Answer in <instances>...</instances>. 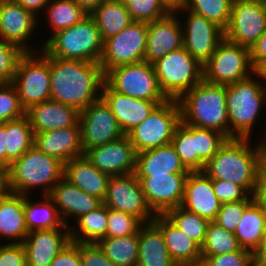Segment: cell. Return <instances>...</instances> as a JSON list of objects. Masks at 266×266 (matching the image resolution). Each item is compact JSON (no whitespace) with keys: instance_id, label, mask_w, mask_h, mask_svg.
Wrapping results in <instances>:
<instances>
[{"instance_id":"1","label":"cell","mask_w":266,"mask_h":266,"mask_svg":"<svg viewBox=\"0 0 266 266\" xmlns=\"http://www.w3.org/2000/svg\"><path fill=\"white\" fill-rule=\"evenodd\" d=\"M49 57L51 100L81 111L101 98L105 74L99 62Z\"/></svg>"},{"instance_id":"2","label":"cell","mask_w":266,"mask_h":266,"mask_svg":"<svg viewBox=\"0 0 266 266\" xmlns=\"http://www.w3.org/2000/svg\"><path fill=\"white\" fill-rule=\"evenodd\" d=\"M252 142L247 138L227 139L203 172L212 180L232 182L253 195L263 165L260 145L257 140Z\"/></svg>"},{"instance_id":"3","label":"cell","mask_w":266,"mask_h":266,"mask_svg":"<svg viewBox=\"0 0 266 266\" xmlns=\"http://www.w3.org/2000/svg\"><path fill=\"white\" fill-rule=\"evenodd\" d=\"M178 102L184 124L215 130L229 139L225 85L212 84L203 79Z\"/></svg>"},{"instance_id":"4","label":"cell","mask_w":266,"mask_h":266,"mask_svg":"<svg viewBox=\"0 0 266 266\" xmlns=\"http://www.w3.org/2000/svg\"><path fill=\"white\" fill-rule=\"evenodd\" d=\"M226 105L229 139H252L253 131L266 111V88L253 73L244 80L226 85Z\"/></svg>"},{"instance_id":"5","label":"cell","mask_w":266,"mask_h":266,"mask_svg":"<svg viewBox=\"0 0 266 266\" xmlns=\"http://www.w3.org/2000/svg\"><path fill=\"white\" fill-rule=\"evenodd\" d=\"M8 174L10 192L30 196L40 190L39 196L49 195L64 177V163L33 145L11 164Z\"/></svg>"},{"instance_id":"6","label":"cell","mask_w":266,"mask_h":266,"mask_svg":"<svg viewBox=\"0 0 266 266\" xmlns=\"http://www.w3.org/2000/svg\"><path fill=\"white\" fill-rule=\"evenodd\" d=\"M103 40L94 19L88 14L80 22L53 34L42 51L60 59L99 62Z\"/></svg>"},{"instance_id":"7","label":"cell","mask_w":266,"mask_h":266,"mask_svg":"<svg viewBox=\"0 0 266 266\" xmlns=\"http://www.w3.org/2000/svg\"><path fill=\"white\" fill-rule=\"evenodd\" d=\"M159 86L168 99L179 100L203 80V65L184 47L153 63Z\"/></svg>"},{"instance_id":"8","label":"cell","mask_w":266,"mask_h":266,"mask_svg":"<svg viewBox=\"0 0 266 266\" xmlns=\"http://www.w3.org/2000/svg\"><path fill=\"white\" fill-rule=\"evenodd\" d=\"M181 121V108L178 100L168 99L158 104L149 116L131 129L127 135L135 152L140 153L171 143Z\"/></svg>"},{"instance_id":"9","label":"cell","mask_w":266,"mask_h":266,"mask_svg":"<svg viewBox=\"0 0 266 266\" xmlns=\"http://www.w3.org/2000/svg\"><path fill=\"white\" fill-rule=\"evenodd\" d=\"M11 83L25 110L51 100L50 57L42 50L37 54L26 52L18 61Z\"/></svg>"},{"instance_id":"10","label":"cell","mask_w":266,"mask_h":266,"mask_svg":"<svg viewBox=\"0 0 266 266\" xmlns=\"http://www.w3.org/2000/svg\"><path fill=\"white\" fill-rule=\"evenodd\" d=\"M105 82L126 96L147 101H167L162 92L153 64L146 61L121 65L105 74Z\"/></svg>"},{"instance_id":"11","label":"cell","mask_w":266,"mask_h":266,"mask_svg":"<svg viewBox=\"0 0 266 266\" xmlns=\"http://www.w3.org/2000/svg\"><path fill=\"white\" fill-rule=\"evenodd\" d=\"M254 73L249 48L223 39L203 65V79L212 84L230 85Z\"/></svg>"},{"instance_id":"12","label":"cell","mask_w":266,"mask_h":266,"mask_svg":"<svg viewBox=\"0 0 266 266\" xmlns=\"http://www.w3.org/2000/svg\"><path fill=\"white\" fill-rule=\"evenodd\" d=\"M147 46V23L132 21L117 35L103 42L99 61L104 74L110 69L144 61Z\"/></svg>"},{"instance_id":"13","label":"cell","mask_w":266,"mask_h":266,"mask_svg":"<svg viewBox=\"0 0 266 266\" xmlns=\"http://www.w3.org/2000/svg\"><path fill=\"white\" fill-rule=\"evenodd\" d=\"M173 11L178 15L183 27V47L204 65L224 39V30L216 23L187 10L184 6H179Z\"/></svg>"},{"instance_id":"14","label":"cell","mask_w":266,"mask_h":266,"mask_svg":"<svg viewBox=\"0 0 266 266\" xmlns=\"http://www.w3.org/2000/svg\"><path fill=\"white\" fill-rule=\"evenodd\" d=\"M103 203L109 209L134 215L144 224L152 223L155 218L134 172L110 176Z\"/></svg>"},{"instance_id":"15","label":"cell","mask_w":266,"mask_h":266,"mask_svg":"<svg viewBox=\"0 0 266 266\" xmlns=\"http://www.w3.org/2000/svg\"><path fill=\"white\" fill-rule=\"evenodd\" d=\"M81 143L83 151L110 143L125 133L106 102L100 98L80 111Z\"/></svg>"},{"instance_id":"16","label":"cell","mask_w":266,"mask_h":266,"mask_svg":"<svg viewBox=\"0 0 266 266\" xmlns=\"http://www.w3.org/2000/svg\"><path fill=\"white\" fill-rule=\"evenodd\" d=\"M266 31V14L260 1L233 0L224 30L228 41L249 48Z\"/></svg>"},{"instance_id":"17","label":"cell","mask_w":266,"mask_h":266,"mask_svg":"<svg viewBox=\"0 0 266 266\" xmlns=\"http://www.w3.org/2000/svg\"><path fill=\"white\" fill-rule=\"evenodd\" d=\"M38 26L39 18L21 5L17 3L0 5V39L19 46L24 52L37 53L43 49L42 41L36 45L37 47L30 42L32 38L36 40L33 35L36 34Z\"/></svg>"},{"instance_id":"18","label":"cell","mask_w":266,"mask_h":266,"mask_svg":"<svg viewBox=\"0 0 266 266\" xmlns=\"http://www.w3.org/2000/svg\"><path fill=\"white\" fill-rule=\"evenodd\" d=\"M188 174H160L136 177L144 192L146 202L155 215L181 206Z\"/></svg>"},{"instance_id":"19","label":"cell","mask_w":266,"mask_h":266,"mask_svg":"<svg viewBox=\"0 0 266 266\" xmlns=\"http://www.w3.org/2000/svg\"><path fill=\"white\" fill-rule=\"evenodd\" d=\"M99 171L110 176L126 175L135 171L136 152L127 134L84 152Z\"/></svg>"},{"instance_id":"20","label":"cell","mask_w":266,"mask_h":266,"mask_svg":"<svg viewBox=\"0 0 266 266\" xmlns=\"http://www.w3.org/2000/svg\"><path fill=\"white\" fill-rule=\"evenodd\" d=\"M181 47H183V27L174 11L162 19L147 23V46L144 61L153 64L170 51Z\"/></svg>"},{"instance_id":"21","label":"cell","mask_w":266,"mask_h":266,"mask_svg":"<svg viewBox=\"0 0 266 266\" xmlns=\"http://www.w3.org/2000/svg\"><path fill=\"white\" fill-rule=\"evenodd\" d=\"M71 242L70 229L35 230L22 243L27 266H50L54 258Z\"/></svg>"},{"instance_id":"22","label":"cell","mask_w":266,"mask_h":266,"mask_svg":"<svg viewBox=\"0 0 266 266\" xmlns=\"http://www.w3.org/2000/svg\"><path fill=\"white\" fill-rule=\"evenodd\" d=\"M48 196L55 203L57 211L66 226H70L74 219L76 220L81 215L92 212L103 204L101 199L85 193L64 177L54 186Z\"/></svg>"},{"instance_id":"23","label":"cell","mask_w":266,"mask_h":266,"mask_svg":"<svg viewBox=\"0 0 266 266\" xmlns=\"http://www.w3.org/2000/svg\"><path fill=\"white\" fill-rule=\"evenodd\" d=\"M101 98L110 107L125 134L144 121L158 104L165 102L126 96L114 91L106 82L102 87Z\"/></svg>"},{"instance_id":"24","label":"cell","mask_w":266,"mask_h":266,"mask_svg":"<svg viewBox=\"0 0 266 266\" xmlns=\"http://www.w3.org/2000/svg\"><path fill=\"white\" fill-rule=\"evenodd\" d=\"M222 203L215 196L212 179L203 171L189 172L181 207L214 221Z\"/></svg>"},{"instance_id":"25","label":"cell","mask_w":266,"mask_h":266,"mask_svg":"<svg viewBox=\"0 0 266 266\" xmlns=\"http://www.w3.org/2000/svg\"><path fill=\"white\" fill-rule=\"evenodd\" d=\"M33 145L41 152L55 157L64 164L73 158L84 155L79 122L72 127L35 133Z\"/></svg>"},{"instance_id":"26","label":"cell","mask_w":266,"mask_h":266,"mask_svg":"<svg viewBox=\"0 0 266 266\" xmlns=\"http://www.w3.org/2000/svg\"><path fill=\"white\" fill-rule=\"evenodd\" d=\"M152 223L161 231L170 256L179 266H200L201 246L186 236L164 214L155 215Z\"/></svg>"},{"instance_id":"27","label":"cell","mask_w":266,"mask_h":266,"mask_svg":"<svg viewBox=\"0 0 266 266\" xmlns=\"http://www.w3.org/2000/svg\"><path fill=\"white\" fill-rule=\"evenodd\" d=\"M26 116L35 134L75 126L79 122L80 111L61 102L48 100L31 106L26 110Z\"/></svg>"},{"instance_id":"28","label":"cell","mask_w":266,"mask_h":266,"mask_svg":"<svg viewBox=\"0 0 266 266\" xmlns=\"http://www.w3.org/2000/svg\"><path fill=\"white\" fill-rule=\"evenodd\" d=\"M27 234L24 195L9 191L0 196V244L23 243Z\"/></svg>"},{"instance_id":"29","label":"cell","mask_w":266,"mask_h":266,"mask_svg":"<svg viewBox=\"0 0 266 266\" xmlns=\"http://www.w3.org/2000/svg\"><path fill=\"white\" fill-rule=\"evenodd\" d=\"M189 172L181 163L171 143L136 153L134 171L136 177H150L160 174H189Z\"/></svg>"},{"instance_id":"30","label":"cell","mask_w":266,"mask_h":266,"mask_svg":"<svg viewBox=\"0 0 266 266\" xmlns=\"http://www.w3.org/2000/svg\"><path fill=\"white\" fill-rule=\"evenodd\" d=\"M64 178L85 193L104 201L110 175L99 171L85 155L64 164Z\"/></svg>"},{"instance_id":"31","label":"cell","mask_w":266,"mask_h":266,"mask_svg":"<svg viewBox=\"0 0 266 266\" xmlns=\"http://www.w3.org/2000/svg\"><path fill=\"white\" fill-rule=\"evenodd\" d=\"M137 266H179L170 256L161 231L153 223L139 229Z\"/></svg>"},{"instance_id":"32","label":"cell","mask_w":266,"mask_h":266,"mask_svg":"<svg viewBox=\"0 0 266 266\" xmlns=\"http://www.w3.org/2000/svg\"><path fill=\"white\" fill-rule=\"evenodd\" d=\"M39 197L41 199L37 200L32 195L24 196V214L28 233L35 230L69 229V226L63 223L53 200L48 195Z\"/></svg>"},{"instance_id":"33","label":"cell","mask_w":266,"mask_h":266,"mask_svg":"<svg viewBox=\"0 0 266 266\" xmlns=\"http://www.w3.org/2000/svg\"><path fill=\"white\" fill-rule=\"evenodd\" d=\"M266 216L261 207L253 201L241 216V221L234 232L241 249L253 255L258 251L265 228Z\"/></svg>"},{"instance_id":"34","label":"cell","mask_w":266,"mask_h":266,"mask_svg":"<svg viewBox=\"0 0 266 266\" xmlns=\"http://www.w3.org/2000/svg\"><path fill=\"white\" fill-rule=\"evenodd\" d=\"M107 226L108 208L103 203L92 212L81 215L69 226L71 242L97 243L105 237Z\"/></svg>"},{"instance_id":"35","label":"cell","mask_w":266,"mask_h":266,"mask_svg":"<svg viewBox=\"0 0 266 266\" xmlns=\"http://www.w3.org/2000/svg\"><path fill=\"white\" fill-rule=\"evenodd\" d=\"M89 15L94 19L103 41L117 35L132 22L126 4L115 0L103 2Z\"/></svg>"},{"instance_id":"36","label":"cell","mask_w":266,"mask_h":266,"mask_svg":"<svg viewBox=\"0 0 266 266\" xmlns=\"http://www.w3.org/2000/svg\"><path fill=\"white\" fill-rule=\"evenodd\" d=\"M7 168L19 159L34 143V134L28 117L5 122Z\"/></svg>"},{"instance_id":"37","label":"cell","mask_w":266,"mask_h":266,"mask_svg":"<svg viewBox=\"0 0 266 266\" xmlns=\"http://www.w3.org/2000/svg\"><path fill=\"white\" fill-rule=\"evenodd\" d=\"M46 15L47 26L46 29L50 30V36L45 38L43 44L55 33L65 28L73 26L80 22L85 16L88 15L80 6L72 0H51L46 6L42 16Z\"/></svg>"},{"instance_id":"38","label":"cell","mask_w":266,"mask_h":266,"mask_svg":"<svg viewBox=\"0 0 266 266\" xmlns=\"http://www.w3.org/2000/svg\"><path fill=\"white\" fill-rule=\"evenodd\" d=\"M97 244L115 266H137L139 232L125 237H104Z\"/></svg>"},{"instance_id":"39","label":"cell","mask_w":266,"mask_h":266,"mask_svg":"<svg viewBox=\"0 0 266 266\" xmlns=\"http://www.w3.org/2000/svg\"><path fill=\"white\" fill-rule=\"evenodd\" d=\"M171 144L188 171L204 170L206 163L198 156L197 152L196 127L181 121L175 130Z\"/></svg>"},{"instance_id":"40","label":"cell","mask_w":266,"mask_h":266,"mask_svg":"<svg viewBox=\"0 0 266 266\" xmlns=\"http://www.w3.org/2000/svg\"><path fill=\"white\" fill-rule=\"evenodd\" d=\"M164 215L186 236L197 242L200 246L203 245L210 223L208 219L190 212L181 206L168 210Z\"/></svg>"},{"instance_id":"41","label":"cell","mask_w":266,"mask_h":266,"mask_svg":"<svg viewBox=\"0 0 266 266\" xmlns=\"http://www.w3.org/2000/svg\"><path fill=\"white\" fill-rule=\"evenodd\" d=\"M232 3L233 0H186L183 6L225 30L230 21Z\"/></svg>"},{"instance_id":"42","label":"cell","mask_w":266,"mask_h":266,"mask_svg":"<svg viewBox=\"0 0 266 266\" xmlns=\"http://www.w3.org/2000/svg\"><path fill=\"white\" fill-rule=\"evenodd\" d=\"M240 249L234 233L225 230L214 221H210L205 241L201 246L202 255H219Z\"/></svg>"},{"instance_id":"43","label":"cell","mask_w":266,"mask_h":266,"mask_svg":"<svg viewBox=\"0 0 266 266\" xmlns=\"http://www.w3.org/2000/svg\"><path fill=\"white\" fill-rule=\"evenodd\" d=\"M132 21L153 22L173 11L164 0H129L126 3Z\"/></svg>"},{"instance_id":"44","label":"cell","mask_w":266,"mask_h":266,"mask_svg":"<svg viewBox=\"0 0 266 266\" xmlns=\"http://www.w3.org/2000/svg\"><path fill=\"white\" fill-rule=\"evenodd\" d=\"M144 223L134 215L108 208L105 237H125L139 232Z\"/></svg>"},{"instance_id":"45","label":"cell","mask_w":266,"mask_h":266,"mask_svg":"<svg viewBox=\"0 0 266 266\" xmlns=\"http://www.w3.org/2000/svg\"><path fill=\"white\" fill-rule=\"evenodd\" d=\"M25 115L26 110L13 84H0V123L16 120Z\"/></svg>"},{"instance_id":"46","label":"cell","mask_w":266,"mask_h":266,"mask_svg":"<svg viewBox=\"0 0 266 266\" xmlns=\"http://www.w3.org/2000/svg\"><path fill=\"white\" fill-rule=\"evenodd\" d=\"M25 53L19 46L0 39V84L12 82L18 61Z\"/></svg>"},{"instance_id":"47","label":"cell","mask_w":266,"mask_h":266,"mask_svg":"<svg viewBox=\"0 0 266 266\" xmlns=\"http://www.w3.org/2000/svg\"><path fill=\"white\" fill-rule=\"evenodd\" d=\"M253 201V195H250L246 200L223 203L214 222L223 227L225 230L234 233L236 227L241 221V216L243 215L244 210Z\"/></svg>"},{"instance_id":"48","label":"cell","mask_w":266,"mask_h":266,"mask_svg":"<svg viewBox=\"0 0 266 266\" xmlns=\"http://www.w3.org/2000/svg\"><path fill=\"white\" fill-rule=\"evenodd\" d=\"M228 138L215 130L196 127V145L198 156L207 163Z\"/></svg>"},{"instance_id":"49","label":"cell","mask_w":266,"mask_h":266,"mask_svg":"<svg viewBox=\"0 0 266 266\" xmlns=\"http://www.w3.org/2000/svg\"><path fill=\"white\" fill-rule=\"evenodd\" d=\"M254 255L245 249L219 255H202L200 266H251Z\"/></svg>"},{"instance_id":"50","label":"cell","mask_w":266,"mask_h":266,"mask_svg":"<svg viewBox=\"0 0 266 266\" xmlns=\"http://www.w3.org/2000/svg\"><path fill=\"white\" fill-rule=\"evenodd\" d=\"M217 199L223 203L246 200L250 195L239 185L224 180H212Z\"/></svg>"},{"instance_id":"51","label":"cell","mask_w":266,"mask_h":266,"mask_svg":"<svg viewBox=\"0 0 266 266\" xmlns=\"http://www.w3.org/2000/svg\"><path fill=\"white\" fill-rule=\"evenodd\" d=\"M81 266H115L97 243H80Z\"/></svg>"},{"instance_id":"52","label":"cell","mask_w":266,"mask_h":266,"mask_svg":"<svg viewBox=\"0 0 266 266\" xmlns=\"http://www.w3.org/2000/svg\"><path fill=\"white\" fill-rule=\"evenodd\" d=\"M0 266H27L22 243L0 244Z\"/></svg>"},{"instance_id":"53","label":"cell","mask_w":266,"mask_h":266,"mask_svg":"<svg viewBox=\"0 0 266 266\" xmlns=\"http://www.w3.org/2000/svg\"><path fill=\"white\" fill-rule=\"evenodd\" d=\"M50 266H81L80 243L70 242L54 258Z\"/></svg>"},{"instance_id":"54","label":"cell","mask_w":266,"mask_h":266,"mask_svg":"<svg viewBox=\"0 0 266 266\" xmlns=\"http://www.w3.org/2000/svg\"><path fill=\"white\" fill-rule=\"evenodd\" d=\"M249 54L254 69L266 59V31L249 47Z\"/></svg>"},{"instance_id":"55","label":"cell","mask_w":266,"mask_h":266,"mask_svg":"<svg viewBox=\"0 0 266 266\" xmlns=\"http://www.w3.org/2000/svg\"><path fill=\"white\" fill-rule=\"evenodd\" d=\"M253 200L261 207L266 216V169H263L256 184Z\"/></svg>"},{"instance_id":"56","label":"cell","mask_w":266,"mask_h":266,"mask_svg":"<svg viewBox=\"0 0 266 266\" xmlns=\"http://www.w3.org/2000/svg\"><path fill=\"white\" fill-rule=\"evenodd\" d=\"M51 0H16V3L21 5L25 10L32 12L36 17L39 18V24H42V12L45 11L46 6ZM41 14V15H40ZM42 19V20H41ZM41 20V21H40Z\"/></svg>"},{"instance_id":"57","label":"cell","mask_w":266,"mask_h":266,"mask_svg":"<svg viewBox=\"0 0 266 266\" xmlns=\"http://www.w3.org/2000/svg\"><path fill=\"white\" fill-rule=\"evenodd\" d=\"M9 192L8 168L0 163V196Z\"/></svg>"},{"instance_id":"58","label":"cell","mask_w":266,"mask_h":266,"mask_svg":"<svg viewBox=\"0 0 266 266\" xmlns=\"http://www.w3.org/2000/svg\"><path fill=\"white\" fill-rule=\"evenodd\" d=\"M80 6L86 13L90 14L96 7L108 0H72Z\"/></svg>"},{"instance_id":"59","label":"cell","mask_w":266,"mask_h":266,"mask_svg":"<svg viewBox=\"0 0 266 266\" xmlns=\"http://www.w3.org/2000/svg\"><path fill=\"white\" fill-rule=\"evenodd\" d=\"M5 123H0V163L7 167Z\"/></svg>"},{"instance_id":"60","label":"cell","mask_w":266,"mask_h":266,"mask_svg":"<svg viewBox=\"0 0 266 266\" xmlns=\"http://www.w3.org/2000/svg\"><path fill=\"white\" fill-rule=\"evenodd\" d=\"M255 261L266 265V222L262 236V241L258 251L254 254Z\"/></svg>"},{"instance_id":"61","label":"cell","mask_w":266,"mask_h":266,"mask_svg":"<svg viewBox=\"0 0 266 266\" xmlns=\"http://www.w3.org/2000/svg\"><path fill=\"white\" fill-rule=\"evenodd\" d=\"M254 74L266 88V59L263 60L255 69Z\"/></svg>"},{"instance_id":"62","label":"cell","mask_w":266,"mask_h":266,"mask_svg":"<svg viewBox=\"0 0 266 266\" xmlns=\"http://www.w3.org/2000/svg\"><path fill=\"white\" fill-rule=\"evenodd\" d=\"M265 125H266V123H265ZM265 125H264L265 128H263L264 130L266 129ZM265 131L263 133H266ZM261 135H263L264 137L261 136L262 138L260 137V140H258V142H259L260 150H261L263 169H266V134L261 133Z\"/></svg>"},{"instance_id":"63","label":"cell","mask_w":266,"mask_h":266,"mask_svg":"<svg viewBox=\"0 0 266 266\" xmlns=\"http://www.w3.org/2000/svg\"><path fill=\"white\" fill-rule=\"evenodd\" d=\"M169 7L174 10L175 8L179 7V6H183L186 2V0H164Z\"/></svg>"},{"instance_id":"64","label":"cell","mask_w":266,"mask_h":266,"mask_svg":"<svg viewBox=\"0 0 266 266\" xmlns=\"http://www.w3.org/2000/svg\"><path fill=\"white\" fill-rule=\"evenodd\" d=\"M16 0H0V5L2 4H14Z\"/></svg>"},{"instance_id":"65","label":"cell","mask_w":266,"mask_h":266,"mask_svg":"<svg viewBox=\"0 0 266 266\" xmlns=\"http://www.w3.org/2000/svg\"><path fill=\"white\" fill-rule=\"evenodd\" d=\"M251 266H266V265H263L262 263L255 261Z\"/></svg>"},{"instance_id":"66","label":"cell","mask_w":266,"mask_h":266,"mask_svg":"<svg viewBox=\"0 0 266 266\" xmlns=\"http://www.w3.org/2000/svg\"><path fill=\"white\" fill-rule=\"evenodd\" d=\"M262 4H263V8H264V11H265V14H266V0H263Z\"/></svg>"},{"instance_id":"67","label":"cell","mask_w":266,"mask_h":266,"mask_svg":"<svg viewBox=\"0 0 266 266\" xmlns=\"http://www.w3.org/2000/svg\"><path fill=\"white\" fill-rule=\"evenodd\" d=\"M115 1H118L120 3L126 4L129 0H115Z\"/></svg>"},{"instance_id":"68","label":"cell","mask_w":266,"mask_h":266,"mask_svg":"<svg viewBox=\"0 0 266 266\" xmlns=\"http://www.w3.org/2000/svg\"><path fill=\"white\" fill-rule=\"evenodd\" d=\"M249 1H260V2H262L263 0H249Z\"/></svg>"}]
</instances>
